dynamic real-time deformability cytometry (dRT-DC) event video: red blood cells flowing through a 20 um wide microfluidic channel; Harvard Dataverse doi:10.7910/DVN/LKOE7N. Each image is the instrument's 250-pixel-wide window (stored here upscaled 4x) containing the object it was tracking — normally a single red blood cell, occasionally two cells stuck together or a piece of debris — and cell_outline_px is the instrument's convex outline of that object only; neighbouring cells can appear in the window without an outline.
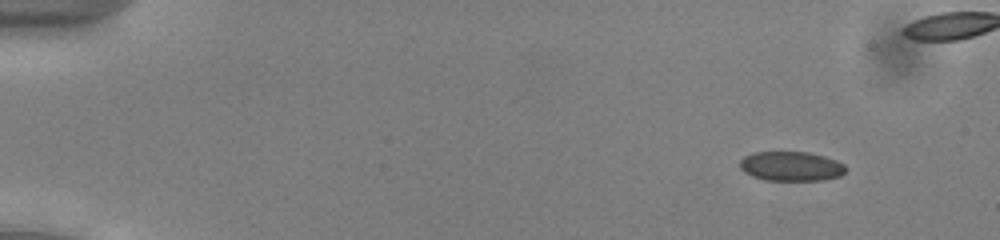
{"species": "common noctule bat (a hibernating species)", "species_latin": "Nyctalus noctula", "temperature_condition": "cold", "stored_images_in_passage": 49, "camera_frame_rate_fps": 3000, "um_per_image_px": 0.085, "animal": {"sex": "male", "body_mass_g": 13.0, "forearm_length_mm": 53.1}, "frame": {"image": 1, "passage_image": 6, "time_ms": 1.667, "image_size_px": [1000, 240], "cell_outline_px": [[844, 172], [840, 176], [824, 180], [764, 180], [752, 176], [744, 172], [740, 168], [740, 160], [744, 156], [752, 152], [808, 152], [824, 156], [836, 160], [844, 164]], "centroid_in_image_um": [67.21, 14.13], "position_along_channel_um": 17.8, "area_um2": 18.21}}
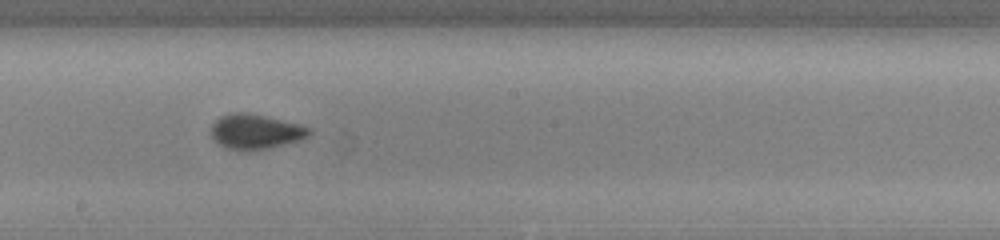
{"frame": {"image": 2, "passage_image": 31, "time_ms": 10.0, "image_size_px": [1000, 240], "cell_outline_px": [[312, 132], [308, 136], [300, 140], [268, 148], [236, 152], [216, 144], [212, 140], [212, 124], [220, 116], [232, 112], [244, 112], [264, 116], [300, 124], [312, 128]], "centroid_in_image_um": [21.69, 11.2], "position_along_channel_um": 226.5, "area_um2": 20.17}}
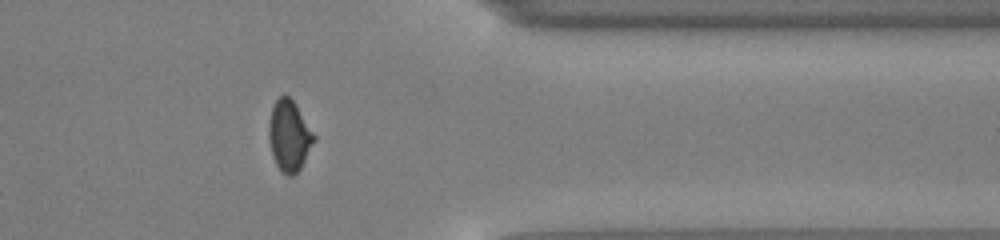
{"frame": {"image": 3, "passage_image": 44, "time_ms": 14.333, "image_size_px": [1000, 240], "cell_outline_px": [[316, 140], [300, 168], [292, 176], [288, 176], [280, 172], [272, 156], [268, 136], [268, 124], [272, 108], [276, 100], [280, 96], [288, 96], [292, 100], [316, 136]], "centroid_in_image_um": [24.57, 11.58], "position_along_channel_um": 386.8, "area_um2": 18.55}}